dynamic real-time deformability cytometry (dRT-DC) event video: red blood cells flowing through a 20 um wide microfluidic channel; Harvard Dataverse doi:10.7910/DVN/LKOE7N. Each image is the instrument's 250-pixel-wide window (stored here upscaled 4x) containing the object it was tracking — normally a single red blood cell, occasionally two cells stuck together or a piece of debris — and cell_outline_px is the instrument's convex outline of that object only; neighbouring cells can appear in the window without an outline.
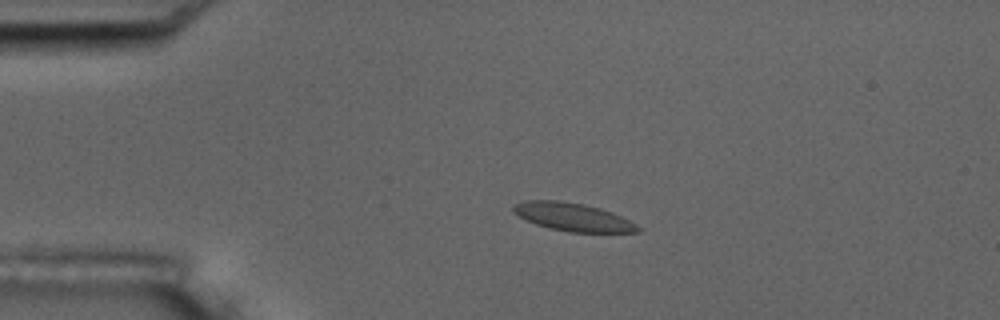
{"species": "common noctule bat (a hibernating species)", "species_latin": "Nyctalus noctula", "temperature_condition": "room temperature", "stored_images_in_passage": 4, "camera_frame_rate_fps": 3000, "um_per_image_px": 0.085, "animal": {"sex": "male", "body_mass_g": 17.5, "forearm_length_mm": 52.3}, "frame": {"image": 1, "passage_image": 3, "time_ms": 2.333, "image_size_px": [1000, 320], "cell_outline_px": [[640, 232], [568, 232], [548, 228], [536, 224], [512, 212], [512, 204], [524, 200], [560, 200], [584, 204], [600, 208], [612, 212], [636, 224], [640, 228]], "centroid_in_image_um": [48.65, 18.43], "position_along_channel_um": 36.3, "area_um2": 20.4}}